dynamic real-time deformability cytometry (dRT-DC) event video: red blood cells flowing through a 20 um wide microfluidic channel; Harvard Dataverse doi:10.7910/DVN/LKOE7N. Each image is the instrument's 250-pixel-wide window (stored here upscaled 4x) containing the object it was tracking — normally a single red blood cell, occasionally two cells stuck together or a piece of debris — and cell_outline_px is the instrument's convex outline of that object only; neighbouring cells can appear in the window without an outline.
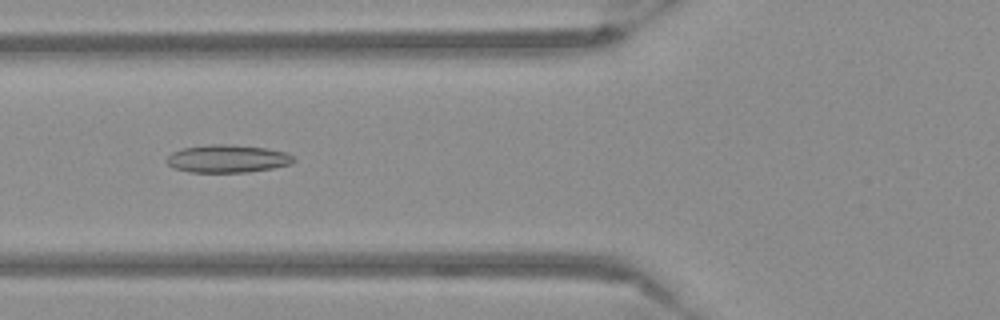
{"species": "Egyptian fruit bat (a non-hibernating species)", "species_latin": "Rousettus aegyptiacus", "temperature_condition": "warm", "stored_images_in_passage": 53, "camera_frame_rate_fps": 3000, "um_per_image_px": 0.085, "frame": {"image": 1, "passage_image": 20, "time_ms": 6.333, "image_size_px": [1000, 320], "cell_outline_px": [[296, 160], [292, 164], [272, 168], [248, 172], [188, 172], [172, 168], [168, 164], [168, 156], [172, 152], [184, 148], [212, 144], [224, 144], [268, 148], [284, 152], [292, 156]], "centroid_in_image_um": [19.35, 13.5], "position_along_channel_um": 106.5, "area_um2": 20.46}}
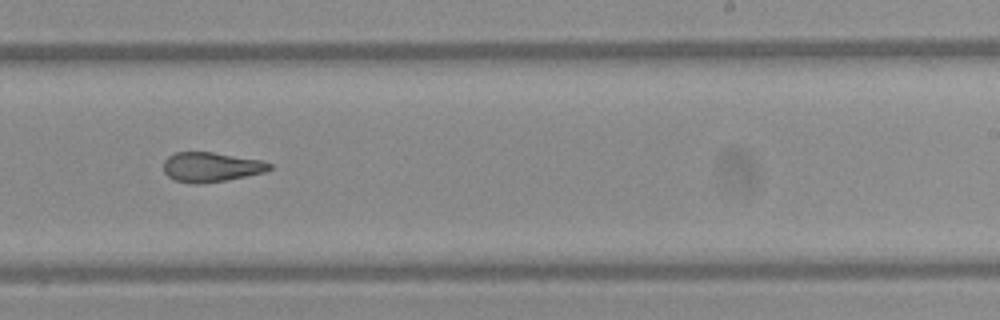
{"frame": {"image": 2, "passage_image": 33, "time_ms": 10.667, "image_size_px": [1000, 320], "cell_outline_px": [[272, 168], [268, 172], [224, 180], [196, 184], [192, 184], [176, 180], [168, 176], [164, 172], [164, 160], [168, 156], [176, 152], [212, 152], [260, 160], [272, 164]], "centroid_in_image_um": [17.95, 14.19], "position_along_channel_um": 271.0, "area_um2": 18.21}}
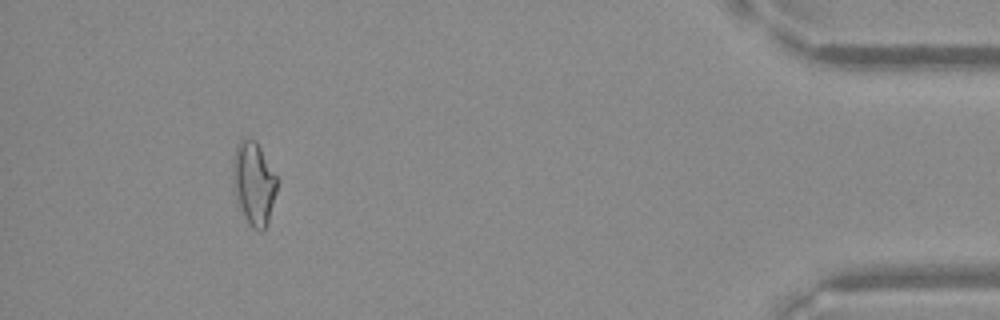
{"frame": {"image": 3, "passage_image": 49, "time_ms": 16.0, "image_size_px": [1000, 320], "cell_outline_px": [[280, 180], [268, 220], [264, 228], [260, 232], [252, 228], [248, 224], [240, 208], [232, 188], [232, 160], [236, 144], [240, 140], [256, 140]], "centroid_in_image_um": [21.57, 15.56], "position_along_channel_um": 413.6, "area_um2": 21.79}}